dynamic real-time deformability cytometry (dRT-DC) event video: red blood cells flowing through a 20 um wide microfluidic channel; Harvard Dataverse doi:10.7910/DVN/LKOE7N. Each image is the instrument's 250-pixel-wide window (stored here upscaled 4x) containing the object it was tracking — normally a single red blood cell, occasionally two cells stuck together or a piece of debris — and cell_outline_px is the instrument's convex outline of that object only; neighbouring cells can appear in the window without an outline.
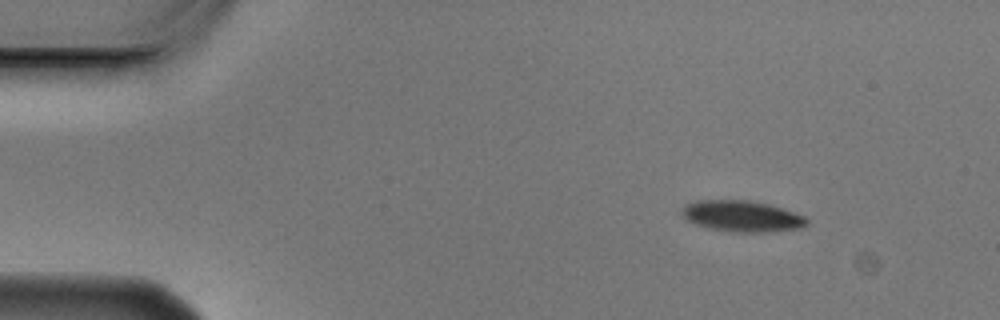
{"species": "Egyptian fruit bat (a non-hibernating species)", "species_latin": "Rousettus aegyptiacus", "temperature_condition": "cold", "stored_images_in_passage": 2, "camera_frame_rate_fps": 3000, "um_per_image_px": 0.085, "animal": {"sex": "male"}, "frame": {"image": 1, "passage_image": 2, "time_ms": 0.333, "image_size_px": [1000, 320], "cell_outline_px": [[808, 224], [800, 228], [760, 232], [732, 232], [708, 228], [696, 224], [680, 216], [680, 208], [696, 200], [748, 200], [768, 204], [804, 216], [808, 220]], "centroid_in_image_um": [63.0, 18.37], "position_along_channel_um": 22.0, "area_um2": 22.54}}